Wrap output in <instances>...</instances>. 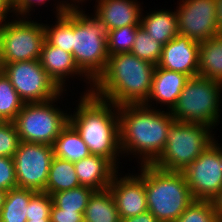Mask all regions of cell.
<instances>
[{"label":"cell","mask_w":222,"mask_h":222,"mask_svg":"<svg viewBox=\"0 0 222 222\" xmlns=\"http://www.w3.org/2000/svg\"><path fill=\"white\" fill-rule=\"evenodd\" d=\"M83 215L84 222H120L121 220L109 188L92 193Z\"/></svg>","instance_id":"obj_23"},{"label":"cell","mask_w":222,"mask_h":222,"mask_svg":"<svg viewBox=\"0 0 222 222\" xmlns=\"http://www.w3.org/2000/svg\"><path fill=\"white\" fill-rule=\"evenodd\" d=\"M55 3L52 5V0L51 4L53 7V15L58 16L63 14L68 7L61 1V0H53ZM57 1V2H56ZM50 3V0H13V8L15 11L16 16H34L33 13L37 10V7L42 5H48ZM36 7V10H35Z\"/></svg>","instance_id":"obj_34"},{"label":"cell","mask_w":222,"mask_h":222,"mask_svg":"<svg viewBox=\"0 0 222 222\" xmlns=\"http://www.w3.org/2000/svg\"><path fill=\"white\" fill-rule=\"evenodd\" d=\"M93 189L79 186L70 190L56 192L51 195L53 204L64 211L84 213Z\"/></svg>","instance_id":"obj_27"},{"label":"cell","mask_w":222,"mask_h":222,"mask_svg":"<svg viewBox=\"0 0 222 222\" xmlns=\"http://www.w3.org/2000/svg\"><path fill=\"white\" fill-rule=\"evenodd\" d=\"M1 64L2 72L10 80L24 103L46 102L62 92L48 76L40 60Z\"/></svg>","instance_id":"obj_10"},{"label":"cell","mask_w":222,"mask_h":222,"mask_svg":"<svg viewBox=\"0 0 222 222\" xmlns=\"http://www.w3.org/2000/svg\"><path fill=\"white\" fill-rule=\"evenodd\" d=\"M214 211L218 217V220L222 222V189L218 192V194L211 200Z\"/></svg>","instance_id":"obj_39"},{"label":"cell","mask_w":222,"mask_h":222,"mask_svg":"<svg viewBox=\"0 0 222 222\" xmlns=\"http://www.w3.org/2000/svg\"><path fill=\"white\" fill-rule=\"evenodd\" d=\"M163 45L154 40L141 26L136 31V37L131 54L139 59L157 65L160 61Z\"/></svg>","instance_id":"obj_29"},{"label":"cell","mask_w":222,"mask_h":222,"mask_svg":"<svg viewBox=\"0 0 222 222\" xmlns=\"http://www.w3.org/2000/svg\"><path fill=\"white\" fill-rule=\"evenodd\" d=\"M175 222H220L212 201L194 200Z\"/></svg>","instance_id":"obj_31"},{"label":"cell","mask_w":222,"mask_h":222,"mask_svg":"<svg viewBox=\"0 0 222 222\" xmlns=\"http://www.w3.org/2000/svg\"><path fill=\"white\" fill-rule=\"evenodd\" d=\"M63 94L65 97L68 92L62 91L57 97L46 102L23 105L13 120L21 141L52 146L56 137L69 122L70 109L63 110L60 107L59 100H63Z\"/></svg>","instance_id":"obj_8"},{"label":"cell","mask_w":222,"mask_h":222,"mask_svg":"<svg viewBox=\"0 0 222 222\" xmlns=\"http://www.w3.org/2000/svg\"><path fill=\"white\" fill-rule=\"evenodd\" d=\"M222 83L202 76L190 77L177 104L170 111L175 121L218 129L221 119Z\"/></svg>","instance_id":"obj_6"},{"label":"cell","mask_w":222,"mask_h":222,"mask_svg":"<svg viewBox=\"0 0 222 222\" xmlns=\"http://www.w3.org/2000/svg\"><path fill=\"white\" fill-rule=\"evenodd\" d=\"M55 21L48 23L44 20L45 40L52 46L59 47L72 53V8H68L63 14L55 16ZM48 23V24H47Z\"/></svg>","instance_id":"obj_26"},{"label":"cell","mask_w":222,"mask_h":222,"mask_svg":"<svg viewBox=\"0 0 222 222\" xmlns=\"http://www.w3.org/2000/svg\"><path fill=\"white\" fill-rule=\"evenodd\" d=\"M40 62L48 76L62 91H67V89L69 91L71 82L68 78H70V80L71 78L72 80L75 78L81 80V82L83 79L87 88L82 87L85 88V91H82V93H90L92 91L93 82L75 64L72 53L52 46L45 40L41 51Z\"/></svg>","instance_id":"obj_15"},{"label":"cell","mask_w":222,"mask_h":222,"mask_svg":"<svg viewBox=\"0 0 222 222\" xmlns=\"http://www.w3.org/2000/svg\"><path fill=\"white\" fill-rule=\"evenodd\" d=\"M155 68L131 53L113 54L93 82L91 92L118 107L144 104L150 95Z\"/></svg>","instance_id":"obj_3"},{"label":"cell","mask_w":222,"mask_h":222,"mask_svg":"<svg viewBox=\"0 0 222 222\" xmlns=\"http://www.w3.org/2000/svg\"><path fill=\"white\" fill-rule=\"evenodd\" d=\"M6 192L2 189H0V213H1V209L3 207V201H4V197H5Z\"/></svg>","instance_id":"obj_43"},{"label":"cell","mask_w":222,"mask_h":222,"mask_svg":"<svg viewBox=\"0 0 222 222\" xmlns=\"http://www.w3.org/2000/svg\"><path fill=\"white\" fill-rule=\"evenodd\" d=\"M14 16L0 23V63L40 60L45 29L42 20Z\"/></svg>","instance_id":"obj_9"},{"label":"cell","mask_w":222,"mask_h":222,"mask_svg":"<svg viewBox=\"0 0 222 222\" xmlns=\"http://www.w3.org/2000/svg\"><path fill=\"white\" fill-rule=\"evenodd\" d=\"M27 222H51V219H32L27 220Z\"/></svg>","instance_id":"obj_44"},{"label":"cell","mask_w":222,"mask_h":222,"mask_svg":"<svg viewBox=\"0 0 222 222\" xmlns=\"http://www.w3.org/2000/svg\"><path fill=\"white\" fill-rule=\"evenodd\" d=\"M37 191L15 187L5 194L0 222H27V206Z\"/></svg>","instance_id":"obj_25"},{"label":"cell","mask_w":222,"mask_h":222,"mask_svg":"<svg viewBox=\"0 0 222 222\" xmlns=\"http://www.w3.org/2000/svg\"><path fill=\"white\" fill-rule=\"evenodd\" d=\"M150 10H142L140 26L164 46L179 34L176 11L164 8Z\"/></svg>","instance_id":"obj_20"},{"label":"cell","mask_w":222,"mask_h":222,"mask_svg":"<svg viewBox=\"0 0 222 222\" xmlns=\"http://www.w3.org/2000/svg\"><path fill=\"white\" fill-rule=\"evenodd\" d=\"M24 104L10 80L2 72L0 74V120L13 121Z\"/></svg>","instance_id":"obj_28"},{"label":"cell","mask_w":222,"mask_h":222,"mask_svg":"<svg viewBox=\"0 0 222 222\" xmlns=\"http://www.w3.org/2000/svg\"><path fill=\"white\" fill-rule=\"evenodd\" d=\"M93 15L106 32L127 25H140L142 2L138 0H94Z\"/></svg>","instance_id":"obj_17"},{"label":"cell","mask_w":222,"mask_h":222,"mask_svg":"<svg viewBox=\"0 0 222 222\" xmlns=\"http://www.w3.org/2000/svg\"><path fill=\"white\" fill-rule=\"evenodd\" d=\"M14 16L16 14L13 8V0H0V23Z\"/></svg>","instance_id":"obj_37"},{"label":"cell","mask_w":222,"mask_h":222,"mask_svg":"<svg viewBox=\"0 0 222 222\" xmlns=\"http://www.w3.org/2000/svg\"><path fill=\"white\" fill-rule=\"evenodd\" d=\"M52 205L51 195L43 191H37L28 203L27 220L50 219Z\"/></svg>","instance_id":"obj_33"},{"label":"cell","mask_w":222,"mask_h":222,"mask_svg":"<svg viewBox=\"0 0 222 222\" xmlns=\"http://www.w3.org/2000/svg\"><path fill=\"white\" fill-rule=\"evenodd\" d=\"M91 0H62L68 8H83V6ZM84 3V4H83ZM81 5V6H80Z\"/></svg>","instance_id":"obj_40"},{"label":"cell","mask_w":222,"mask_h":222,"mask_svg":"<svg viewBox=\"0 0 222 222\" xmlns=\"http://www.w3.org/2000/svg\"><path fill=\"white\" fill-rule=\"evenodd\" d=\"M84 213L77 211H64L54 204L51 207V222H84Z\"/></svg>","instance_id":"obj_36"},{"label":"cell","mask_w":222,"mask_h":222,"mask_svg":"<svg viewBox=\"0 0 222 222\" xmlns=\"http://www.w3.org/2000/svg\"><path fill=\"white\" fill-rule=\"evenodd\" d=\"M148 211L159 222H175L194 201L183 172L144 165Z\"/></svg>","instance_id":"obj_4"},{"label":"cell","mask_w":222,"mask_h":222,"mask_svg":"<svg viewBox=\"0 0 222 222\" xmlns=\"http://www.w3.org/2000/svg\"><path fill=\"white\" fill-rule=\"evenodd\" d=\"M79 94L78 100L74 101H77L76 107L69 108V123L86 143L90 154L109 159L120 170L123 167L120 162L123 156L120 149L118 106L92 92Z\"/></svg>","instance_id":"obj_2"},{"label":"cell","mask_w":222,"mask_h":222,"mask_svg":"<svg viewBox=\"0 0 222 222\" xmlns=\"http://www.w3.org/2000/svg\"><path fill=\"white\" fill-rule=\"evenodd\" d=\"M20 142L13 121H0V157H13Z\"/></svg>","instance_id":"obj_32"},{"label":"cell","mask_w":222,"mask_h":222,"mask_svg":"<svg viewBox=\"0 0 222 222\" xmlns=\"http://www.w3.org/2000/svg\"><path fill=\"white\" fill-rule=\"evenodd\" d=\"M199 47L200 42L178 34L163 46L157 66L189 77L198 76Z\"/></svg>","instance_id":"obj_16"},{"label":"cell","mask_w":222,"mask_h":222,"mask_svg":"<svg viewBox=\"0 0 222 222\" xmlns=\"http://www.w3.org/2000/svg\"><path fill=\"white\" fill-rule=\"evenodd\" d=\"M118 115L123 159L127 157L130 162L136 158L138 166L152 165L164 150L175 121L171 112L144 104H128L118 107Z\"/></svg>","instance_id":"obj_1"},{"label":"cell","mask_w":222,"mask_h":222,"mask_svg":"<svg viewBox=\"0 0 222 222\" xmlns=\"http://www.w3.org/2000/svg\"><path fill=\"white\" fill-rule=\"evenodd\" d=\"M2 73V64L0 63V74Z\"/></svg>","instance_id":"obj_45"},{"label":"cell","mask_w":222,"mask_h":222,"mask_svg":"<svg viewBox=\"0 0 222 222\" xmlns=\"http://www.w3.org/2000/svg\"><path fill=\"white\" fill-rule=\"evenodd\" d=\"M211 145L218 151V155H219L220 161L222 162V144L218 140V138L215 137V135H214V138H213V140L211 142Z\"/></svg>","instance_id":"obj_42"},{"label":"cell","mask_w":222,"mask_h":222,"mask_svg":"<svg viewBox=\"0 0 222 222\" xmlns=\"http://www.w3.org/2000/svg\"><path fill=\"white\" fill-rule=\"evenodd\" d=\"M53 158L52 146L21 141L13 156L17 187L44 191Z\"/></svg>","instance_id":"obj_11"},{"label":"cell","mask_w":222,"mask_h":222,"mask_svg":"<svg viewBox=\"0 0 222 222\" xmlns=\"http://www.w3.org/2000/svg\"><path fill=\"white\" fill-rule=\"evenodd\" d=\"M79 186L81 185L75 172L74 163L54 156L49 169L46 188L43 192L52 195Z\"/></svg>","instance_id":"obj_24"},{"label":"cell","mask_w":222,"mask_h":222,"mask_svg":"<svg viewBox=\"0 0 222 222\" xmlns=\"http://www.w3.org/2000/svg\"><path fill=\"white\" fill-rule=\"evenodd\" d=\"M175 11L178 32L197 42L219 34L217 0H179Z\"/></svg>","instance_id":"obj_12"},{"label":"cell","mask_w":222,"mask_h":222,"mask_svg":"<svg viewBox=\"0 0 222 222\" xmlns=\"http://www.w3.org/2000/svg\"><path fill=\"white\" fill-rule=\"evenodd\" d=\"M52 149L54 156L71 163L78 162L90 155L88 146L69 122L54 140Z\"/></svg>","instance_id":"obj_22"},{"label":"cell","mask_w":222,"mask_h":222,"mask_svg":"<svg viewBox=\"0 0 222 222\" xmlns=\"http://www.w3.org/2000/svg\"><path fill=\"white\" fill-rule=\"evenodd\" d=\"M120 222H159L149 211L137 216L121 219Z\"/></svg>","instance_id":"obj_38"},{"label":"cell","mask_w":222,"mask_h":222,"mask_svg":"<svg viewBox=\"0 0 222 222\" xmlns=\"http://www.w3.org/2000/svg\"><path fill=\"white\" fill-rule=\"evenodd\" d=\"M17 187L13 157H0V189L7 192Z\"/></svg>","instance_id":"obj_35"},{"label":"cell","mask_w":222,"mask_h":222,"mask_svg":"<svg viewBox=\"0 0 222 222\" xmlns=\"http://www.w3.org/2000/svg\"><path fill=\"white\" fill-rule=\"evenodd\" d=\"M85 10L72 8V55L78 68L94 82L109 58L107 32L93 13Z\"/></svg>","instance_id":"obj_5"},{"label":"cell","mask_w":222,"mask_h":222,"mask_svg":"<svg viewBox=\"0 0 222 222\" xmlns=\"http://www.w3.org/2000/svg\"><path fill=\"white\" fill-rule=\"evenodd\" d=\"M74 165L80 185L94 191L107 189L114 175L120 171L109 159L93 154L75 162Z\"/></svg>","instance_id":"obj_19"},{"label":"cell","mask_w":222,"mask_h":222,"mask_svg":"<svg viewBox=\"0 0 222 222\" xmlns=\"http://www.w3.org/2000/svg\"><path fill=\"white\" fill-rule=\"evenodd\" d=\"M209 126L174 121L160 157L152 164L166 171H184L210 145L214 133Z\"/></svg>","instance_id":"obj_7"},{"label":"cell","mask_w":222,"mask_h":222,"mask_svg":"<svg viewBox=\"0 0 222 222\" xmlns=\"http://www.w3.org/2000/svg\"><path fill=\"white\" fill-rule=\"evenodd\" d=\"M182 172L194 200L211 201L222 189V162L212 145Z\"/></svg>","instance_id":"obj_13"},{"label":"cell","mask_w":222,"mask_h":222,"mask_svg":"<svg viewBox=\"0 0 222 222\" xmlns=\"http://www.w3.org/2000/svg\"><path fill=\"white\" fill-rule=\"evenodd\" d=\"M140 25H127L107 31V50L109 56L119 53H130L136 31Z\"/></svg>","instance_id":"obj_30"},{"label":"cell","mask_w":222,"mask_h":222,"mask_svg":"<svg viewBox=\"0 0 222 222\" xmlns=\"http://www.w3.org/2000/svg\"><path fill=\"white\" fill-rule=\"evenodd\" d=\"M217 25L220 34L222 33V0H217Z\"/></svg>","instance_id":"obj_41"},{"label":"cell","mask_w":222,"mask_h":222,"mask_svg":"<svg viewBox=\"0 0 222 222\" xmlns=\"http://www.w3.org/2000/svg\"><path fill=\"white\" fill-rule=\"evenodd\" d=\"M189 78L186 74L160 68L156 65L150 95L144 105L156 109L165 107L166 110L171 111L177 104L179 95ZM159 104L160 106L158 107Z\"/></svg>","instance_id":"obj_18"},{"label":"cell","mask_w":222,"mask_h":222,"mask_svg":"<svg viewBox=\"0 0 222 222\" xmlns=\"http://www.w3.org/2000/svg\"><path fill=\"white\" fill-rule=\"evenodd\" d=\"M198 75L222 83V33L200 42Z\"/></svg>","instance_id":"obj_21"},{"label":"cell","mask_w":222,"mask_h":222,"mask_svg":"<svg viewBox=\"0 0 222 222\" xmlns=\"http://www.w3.org/2000/svg\"><path fill=\"white\" fill-rule=\"evenodd\" d=\"M137 168L138 172L135 173L134 170L132 174L118 171L108 187L115 200L120 219L148 211L144 187V165Z\"/></svg>","instance_id":"obj_14"}]
</instances>
